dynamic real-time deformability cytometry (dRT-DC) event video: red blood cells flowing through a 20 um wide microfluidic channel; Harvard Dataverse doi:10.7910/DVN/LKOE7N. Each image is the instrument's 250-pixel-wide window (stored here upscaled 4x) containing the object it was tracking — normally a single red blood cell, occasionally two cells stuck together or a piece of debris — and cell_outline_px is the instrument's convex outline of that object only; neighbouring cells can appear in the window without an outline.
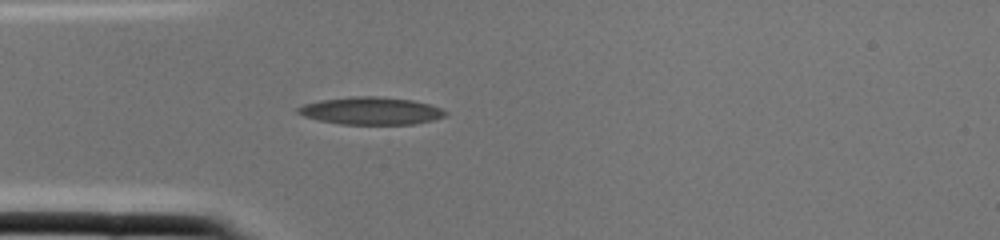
{"species": "common noctule bat (a hibernating species)", "species_latin": "Nyctalus noctula", "temperature_condition": "cold", "stored_images_in_passage": 2, "camera_frame_rate_fps": 3000, "um_per_image_px": 0.085, "animal": {"sex": "female", "body_mass_g": 22.0, "forearm_length_mm": 56.7}, "frame": {"image": 1, "passage_image": 2, "time_ms": 0.333, "image_size_px": [1000, 240], "cell_outline_px": [[448, 116], [432, 120], [412, 124], [340, 124], [320, 120], [304, 116], [296, 112], [296, 108], [304, 104], [320, 100], [352, 96], [376, 96], [412, 100], [428, 104], [440, 108], [448, 112]], "centroid_in_image_um": [31.53, 9.42], "position_along_channel_um": 53.5, "area_um2": 23.58}}